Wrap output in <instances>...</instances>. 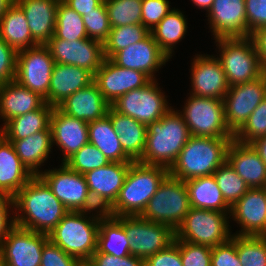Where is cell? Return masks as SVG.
<instances>
[{"label":"cell","mask_w":266,"mask_h":266,"mask_svg":"<svg viewBox=\"0 0 266 266\" xmlns=\"http://www.w3.org/2000/svg\"><path fill=\"white\" fill-rule=\"evenodd\" d=\"M49 236L15 226L3 239L1 263L6 266H40L44 244Z\"/></svg>","instance_id":"obj_15"},{"label":"cell","mask_w":266,"mask_h":266,"mask_svg":"<svg viewBox=\"0 0 266 266\" xmlns=\"http://www.w3.org/2000/svg\"><path fill=\"white\" fill-rule=\"evenodd\" d=\"M94 82V75L78 66L55 63L48 96L44 101L57 107L67 97Z\"/></svg>","instance_id":"obj_25"},{"label":"cell","mask_w":266,"mask_h":266,"mask_svg":"<svg viewBox=\"0 0 266 266\" xmlns=\"http://www.w3.org/2000/svg\"><path fill=\"white\" fill-rule=\"evenodd\" d=\"M53 109L45 102L39 109L14 117L1 127L2 135L7 140H20L48 129Z\"/></svg>","instance_id":"obj_34"},{"label":"cell","mask_w":266,"mask_h":266,"mask_svg":"<svg viewBox=\"0 0 266 266\" xmlns=\"http://www.w3.org/2000/svg\"><path fill=\"white\" fill-rule=\"evenodd\" d=\"M111 28L141 23L142 0H104Z\"/></svg>","instance_id":"obj_42"},{"label":"cell","mask_w":266,"mask_h":266,"mask_svg":"<svg viewBox=\"0 0 266 266\" xmlns=\"http://www.w3.org/2000/svg\"><path fill=\"white\" fill-rule=\"evenodd\" d=\"M111 60L119 67L141 71L155 80L156 73L170 59L150 33L142 41L118 51Z\"/></svg>","instance_id":"obj_21"},{"label":"cell","mask_w":266,"mask_h":266,"mask_svg":"<svg viewBox=\"0 0 266 266\" xmlns=\"http://www.w3.org/2000/svg\"><path fill=\"white\" fill-rule=\"evenodd\" d=\"M229 217L241 228L233 235L266 236V188H250L231 207Z\"/></svg>","instance_id":"obj_20"},{"label":"cell","mask_w":266,"mask_h":266,"mask_svg":"<svg viewBox=\"0 0 266 266\" xmlns=\"http://www.w3.org/2000/svg\"><path fill=\"white\" fill-rule=\"evenodd\" d=\"M13 201L16 226L47 235L69 212L39 175L33 176Z\"/></svg>","instance_id":"obj_1"},{"label":"cell","mask_w":266,"mask_h":266,"mask_svg":"<svg viewBox=\"0 0 266 266\" xmlns=\"http://www.w3.org/2000/svg\"><path fill=\"white\" fill-rule=\"evenodd\" d=\"M149 34L150 31L142 23L112 27L103 43L104 57L111 59L118 51L142 41Z\"/></svg>","instance_id":"obj_38"},{"label":"cell","mask_w":266,"mask_h":266,"mask_svg":"<svg viewBox=\"0 0 266 266\" xmlns=\"http://www.w3.org/2000/svg\"><path fill=\"white\" fill-rule=\"evenodd\" d=\"M190 137L184 119L171 108L159 121L147 126L145 149L138 162L169 170Z\"/></svg>","instance_id":"obj_2"},{"label":"cell","mask_w":266,"mask_h":266,"mask_svg":"<svg viewBox=\"0 0 266 266\" xmlns=\"http://www.w3.org/2000/svg\"><path fill=\"white\" fill-rule=\"evenodd\" d=\"M0 38L16 52L39 45L32 38L25 13L16 3L0 20Z\"/></svg>","instance_id":"obj_32"},{"label":"cell","mask_w":266,"mask_h":266,"mask_svg":"<svg viewBox=\"0 0 266 266\" xmlns=\"http://www.w3.org/2000/svg\"><path fill=\"white\" fill-rule=\"evenodd\" d=\"M184 12L175 7L150 31L160 49L172 58L176 44L185 38L188 23Z\"/></svg>","instance_id":"obj_36"},{"label":"cell","mask_w":266,"mask_h":266,"mask_svg":"<svg viewBox=\"0 0 266 266\" xmlns=\"http://www.w3.org/2000/svg\"><path fill=\"white\" fill-rule=\"evenodd\" d=\"M168 174L165 167L132 162L117 199L105 213L112 217L141 215Z\"/></svg>","instance_id":"obj_3"},{"label":"cell","mask_w":266,"mask_h":266,"mask_svg":"<svg viewBox=\"0 0 266 266\" xmlns=\"http://www.w3.org/2000/svg\"><path fill=\"white\" fill-rule=\"evenodd\" d=\"M217 59L226 74L229 86H236L259 78L263 73L259 54L249 37L215 39Z\"/></svg>","instance_id":"obj_6"},{"label":"cell","mask_w":266,"mask_h":266,"mask_svg":"<svg viewBox=\"0 0 266 266\" xmlns=\"http://www.w3.org/2000/svg\"><path fill=\"white\" fill-rule=\"evenodd\" d=\"M12 208V209H11ZM10 211H12L10 213ZM14 214V201L13 198L0 193V245L3 239L10 233L16 226Z\"/></svg>","instance_id":"obj_54"},{"label":"cell","mask_w":266,"mask_h":266,"mask_svg":"<svg viewBox=\"0 0 266 266\" xmlns=\"http://www.w3.org/2000/svg\"><path fill=\"white\" fill-rule=\"evenodd\" d=\"M117 257L130 255L129 238L123 226L112 216L106 213L100 218L97 250Z\"/></svg>","instance_id":"obj_37"},{"label":"cell","mask_w":266,"mask_h":266,"mask_svg":"<svg viewBox=\"0 0 266 266\" xmlns=\"http://www.w3.org/2000/svg\"><path fill=\"white\" fill-rule=\"evenodd\" d=\"M104 214L105 211H69L50 232L49 240L86 264L97 250L99 223Z\"/></svg>","instance_id":"obj_5"},{"label":"cell","mask_w":266,"mask_h":266,"mask_svg":"<svg viewBox=\"0 0 266 266\" xmlns=\"http://www.w3.org/2000/svg\"><path fill=\"white\" fill-rule=\"evenodd\" d=\"M158 79L144 87L133 89L120 96L111 107L118 113L130 116L148 126L159 121L171 108L165 92L158 86ZM170 106V107H169Z\"/></svg>","instance_id":"obj_12"},{"label":"cell","mask_w":266,"mask_h":266,"mask_svg":"<svg viewBox=\"0 0 266 266\" xmlns=\"http://www.w3.org/2000/svg\"><path fill=\"white\" fill-rule=\"evenodd\" d=\"M107 116L119 136L125 154L133 162L139 161L145 149L147 126L130 116L118 113L112 107L109 108Z\"/></svg>","instance_id":"obj_30"},{"label":"cell","mask_w":266,"mask_h":266,"mask_svg":"<svg viewBox=\"0 0 266 266\" xmlns=\"http://www.w3.org/2000/svg\"><path fill=\"white\" fill-rule=\"evenodd\" d=\"M77 258L65 253L59 246L48 240L43 246L40 266H83Z\"/></svg>","instance_id":"obj_48"},{"label":"cell","mask_w":266,"mask_h":266,"mask_svg":"<svg viewBox=\"0 0 266 266\" xmlns=\"http://www.w3.org/2000/svg\"><path fill=\"white\" fill-rule=\"evenodd\" d=\"M55 61L46 45L17 52L15 81L42 98L48 96Z\"/></svg>","instance_id":"obj_13"},{"label":"cell","mask_w":266,"mask_h":266,"mask_svg":"<svg viewBox=\"0 0 266 266\" xmlns=\"http://www.w3.org/2000/svg\"><path fill=\"white\" fill-rule=\"evenodd\" d=\"M265 97L266 72L255 80L229 87L223 102L225 121L233 134L243 126Z\"/></svg>","instance_id":"obj_14"},{"label":"cell","mask_w":266,"mask_h":266,"mask_svg":"<svg viewBox=\"0 0 266 266\" xmlns=\"http://www.w3.org/2000/svg\"><path fill=\"white\" fill-rule=\"evenodd\" d=\"M169 0H142L141 23L151 31L173 8Z\"/></svg>","instance_id":"obj_47"},{"label":"cell","mask_w":266,"mask_h":266,"mask_svg":"<svg viewBox=\"0 0 266 266\" xmlns=\"http://www.w3.org/2000/svg\"><path fill=\"white\" fill-rule=\"evenodd\" d=\"M13 144V147L19 156L21 163L33 175H39L45 161L49 158L52 144L51 128L28 136L20 140H8Z\"/></svg>","instance_id":"obj_31"},{"label":"cell","mask_w":266,"mask_h":266,"mask_svg":"<svg viewBox=\"0 0 266 266\" xmlns=\"http://www.w3.org/2000/svg\"><path fill=\"white\" fill-rule=\"evenodd\" d=\"M124 228L130 242V253L146 260L174 242L175 231L165 224L138 216L114 217Z\"/></svg>","instance_id":"obj_11"},{"label":"cell","mask_w":266,"mask_h":266,"mask_svg":"<svg viewBox=\"0 0 266 266\" xmlns=\"http://www.w3.org/2000/svg\"><path fill=\"white\" fill-rule=\"evenodd\" d=\"M145 266H183L179 250V240L174 239V242L166 249L149 256L145 260Z\"/></svg>","instance_id":"obj_53"},{"label":"cell","mask_w":266,"mask_h":266,"mask_svg":"<svg viewBox=\"0 0 266 266\" xmlns=\"http://www.w3.org/2000/svg\"><path fill=\"white\" fill-rule=\"evenodd\" d=\"M52 144L62 150V163L89 143L88 123L63 113L54 107L50 119Z\"/></svg>","instance_id":"obj_23"},{"label":"cell","mask_w":266,"mask_h":266,"mask_svg":"<svg viewBox=\"0 0 266 266\" xmlns=\"http://www.w3.org/2000/svg\"><path fill=\"white\" fill-rule=\"evenodd\" d=\"M109 163L105 155L91 143L85 144L65 162L71 170L83 175Z\"/></svg>","instance_id":"obj_43"},{"label":"cell","mask_w":266,"mask_h":266,"mask_svg":"<svg viewBox=\"0 0 266 266\" xmlns=\"http://www.w3.org/2000/svg\"><path fill=\"white\" fill-rule=\"evenodd\" d=\"M242 266H266V236L232 235Z\"/></svg>","instance_id":"obj_41"},{"label":"cell","mask_w":266,"mask_h":266,"mask_svg":"<svg viewBox=\"0 0 266 266\" xmlns=\"http://www.w3.org/2000/svg\"><path fill=\"white\" fill-rule=\"evenodd\" d=\"M198 9H204L208 13L213 5L214 0H191Z\"/></svg>","instance_id":"obj_58"},{"label":"cell","mask_w":266,"mask_h":266,"mask_svg":"<svg viewBox=\"0 0 266 266\" xmlns=\"http://www.w3.org/2000/svg\"><path fill=\"white\" fill-rule=\"evenodd\" d=\"M211 266H242L237 255L236 244L231 239L224 244L212 247Z\"/></svg>","instance_id":"obj_51"},{"label":"cell","mask_w":266,"mask_h":266,"mask_svg":"<svg viewBox=\"0 0 266 266\" xmlns=\"http://www.w3.org/2000/svg\"><path fill=\"white\" fill-rule=\"evenodd\" d=\"M232 139L191 136L168 170L169 175L182 181L213 175L227 160Z\"/></svg>","instance_id":"obj_4"},{"label":"cell","mask_w":266,"mask_h":266,"mask_svg":"<svg viewBox=\"0 0 266 266\" xmlns=\"http://www.w3.org/2000/svg\"><path fill=\"white\" fill-rule=\"evenodd\" d=\"M250 38L253 40L255 49L259 54L263 71L266 72V27L256 29Z\"/></svg>","instance_id":"obj_55"},{"label":"cell","mask_w":266,"mask_h":266,"mask_svg":"<svg viewBox=\"0 0 266 266\" xmlns=\"http://www.w3.org/2000/svg\"><path fill=\"white\" fill-rule=\"evenodd\" d=\"M131 163L110 162L84 174L90 195L102 211H106L117 199Z\"/></svg>","instance_id":"obj_19"},{"label":"cell","mask_w":266,"mask_h":266,"mask_svg":"<svg viewBox=\"0 0 266 266\" xmlns=\"http://www.w3.org/2000/svg\"><path fill=\"white\" fill-rule=\"evenodd\" d=\"M192 61L189 94L223 100L230 86L217 57L200 53Z\"/></svg>","instance_id":"obj_17"},{"label":"cell","mask_w":266,"mask_h":266,"mask_svg":"<svg viewBox=\"0 0 266 266\" xmlns=\"http://www.w3.org/2000/svg\"><path fill=\"white\" fill-rule=\"evenodd\" d=\"M213 176L224 200L230 207L250 189L227 160L213 173Z\"/></svg>","instance_id":"obj_40"},{"label":"cell","mask_w":266,"mask_h":266,"mask_svg":"<svg viewBox=\"0 0 266 266\" xmlns=\"http://www.w3.org/2000/svg\"><path fill=\"white\" fill-rule=\"evenodd\" d=\"M189 95L183 109L177 112L184 119L191 136L234 138L225 121L223 100Z\"/></svg>","instance_id":"obj_9"},{"label":"cell","mask_w":266,"mask_h":266,"mask_svg":"<svg viewBox=\"0 0 266 266\" xmlns=\"http://www.w3.org/2000/svg\"><path fill=\"white\" fill-rule=\"evenodd\" d=\"M150 81L151 79L145 73L119 67L109 58L103 60L101 67L94 75V82L110 105L120 96L133 89L144 87Z\"/></svg>","instance_id":"obj_18"},{"label":"cell","mask_w":266,"mask_h":266,"mask_svg":"<svg viewBox=\"0 0 266 266\" xmlns=\"http://www.w3.org/2000/svg\"><path fill=\"white\" fill-rule=\"evenodd\" d=\"M88 38L104 43L111 30L108 11L104 1L94 9L82 16Z\"/></svg>","instance_id":"obj_45"},{"label":"cell","mask_w":266,"mask_h":266,"mask_svg":"<svg viewBox=\"0 0 266 266\" xmlns=\"http://www.w3.org/2000/svg\"><path fill=\"white\" fill-rule=\"evenodd\" d=\"M52 38L68 41L88 38L82 16L63 1H59L57 6L55 32Z\"/></svg>","instance_id":"obj_39"},{"label":"cell","mask_w":266,"mask_h":266,"mask_svg":"<svg viewBox=\"0 0 266 266\" xmlns=\"http://www.w3.org/2000/svg\"><path fill=\"white\" fill-rule=\"evenodd\" d=\"M250 144L266 164V136L254 139Z\"/></svg>","instance_id":"obj_57"},{"label":"cell","mask_w":266,"mask_h":266,"mask_svg":"<svg viewBox=\"0 0 266 266\" xmlns=\"http://www.w3.org/2000/svg\"><path fill=\"white\" fill-rule=\"evenodd\" d=\"M88 266H145V260L133 255L117 257L102 252H94L86 263Z\"/></svg>","instance_id":"obj_52"},{"label":"cell","mask_w":266,"mask_h":266,"mask_svg":"<svg viewBox=\"0 0 266 266\" xmlns=\"http://www.w3.org/2000/svg\"><path fill=\"white\" fill-rule=\"evenodd\" d=\"M45 103L38 93L12 80L0 85V118L2 127L14 117L39 109Z\"/></svg>","instance_id":"obj_28"},{"label":"cell","mask_w":266,"mask_h":266,"mask_svg":"<svg viewBox=\"0 0 266 266\" xmlns=\"http://www.w3.org/2000/svg\"><path fill=\"white\" fill-rule=\"evenodd\" d=\"M185 183L191 207L230 213L231 207L224 200L213 175L192 178Z\"/></svg>","instance_id":"obj_33"},{"label":"cell","mask_w":266,"mask_h":266,"mask_svg":"<svg viewBox=\"0 0 266 266\" xmlns=\"http://www.w3.org/2000/svg\"><path fill=\"white\" fill-rule=\"evenodd\" d=\"M17 52L0 38V85L15 80Z\"/></svg>","instance_id":"obj_49"},{"label":"cell","mask_w":266,"mask_h":266,"mask_svg":"<svg viewBox=\"0 0 266 266\" xmlns=\"http://www.w3.org/2000/svg\"><path fill=\"white\" fill-rule=\"evenodd\" d=\"M245 13L250 35L256 29L266 27V0H245Z\"/></svg>","instance_id":"obj_50"},{"label":"cell","mask_w":266,"mask_h":266,"mask_svg":"<svg viewBox=\"0 0 266 266\" xmlns=\"http://www.w3.org/2000/svg\"><path fill=\"white\" fill-rule=\"evenodd\" d=\"M59 1L15 0L25 13L32 38L39 45H45L54 36Z\"/></svg>","instance_id":"obj_27"},{"label":"cell","mask_w":266,"mask_h":266,"mask_svg":"<svg viewBox=\"0 0 266 266\" xmlns=\"http://www.w3.org/2000/svg\"><path fill=\"white\" fill-rule=\"evenodd\" d=\"M266 136V97L255 108L243 126L234 134L235 140L251 143L254 139Z\"/></svg>","instance_id":"obj_44"},{"label":"cell","mask_w":266,"mask_h":266,"mask_svg":"<svg viewBox=\"0 0 266 266\" xmlns=\"http://www.w3.org/2000/svg\"><path fill=\"white\" fill-rule=\"evenodd\" d=\"M104 0H63V2L81 16L94 11Z\"/></svg>","instance_id":"obj_56"},{"label":"cell","mask_w":266,"mask_h":266,"mask_svg":"<svg viewBox=\"0 0 266 266\" xmlns=\"http://www.w3.org/2000/svg\"><path fill=\"white\" fill-rule=\"evenodd\" d=\"M179 250L183 266H211V247L179 240Z\"/></svg>","instance_id":"obj_46"},{"label":"cell","mask_w":266,"mask_h":266,"mask_svg":"<svg viewBox=\"0 0 266 266\" xmlns=\"http://www.w3.org/2000/svg\"><path fill=\"white\" fill-rule=\"evenodd\" d=\"M190 208L185 181L168 174L140 216L148 221L168 225L176 231Z\"/></svg>","instance_id":"obj_7"},{"label":"cell","mask_w":266,"mask_h":266,"mask_svg":"<svg viewBox=\"0 0 266 266\" xmlns=\"http://www.w3.org/2000/svg\"><path fill=\"white\" fill-rule=\"evenodd\" d=\"M45 45L49 48L55 63L78 66L93 75L105 59L103 44L90 38L75 41L51 38Z\"/></svg>","instance_id":"obj_16"},{"label":"cell","mask_w":266,"mask_h":266,"mask_svg":"<svg viewBox=\"0 0 266 266\" xmlns=\"http://www.w3.org/2000/svg\"><path fill=\"white\" fill-rule=\"evenodd\" d=\"M59 166L45 169L39 176L65 208L71 212L102 211L90 195L85 176L71 170L65 163Z\"/></svg>","instance_id":"obj_10"},{"label":"cell","mask_w":266,"mask_h":266,"mask_svg":"<svg viewBox=\"0 0 266 266\" xmlns=\"http://www.w3.org/2000/svg\"><path fill=\"white\" fill-rule=\"evenodd\" d=\"M213 40L218 38L249 37L245 0H214L206 13Z\"/></svg>","instance_id":"obj_22"},{"label":"cell","mask_w":266,"mask_h":266,"mask_svg":"<svg viewBox=\"0 0 266 266\" xmlns=\"http://www.w3.org/2000/svg\"><path fill=\"white\" fill-rule=\"evenodd\" d=\"M227 161L249 188H266V164L249 143H229Z\"/></svg>","instance_id":"obj_24"},{"label":"cell","mask_w":266,"mask_h":266,"mask_svg":"<svg viewBox=\"0 0 266 266\" xmlns=\"http://www.w3.org/2000/svg\"><path fill=\"white\" fill-rule=\"evenodd\" d=\"M57 107L63 113L89 123L105 117L111 105L93 82L67 97Z\"/></svg>","instance_id":"obj_26"},{"label":"cell","mask_w":266,"mask_h":266,"mask_svg":"<svg viewBox=\"0 0 266 266\" xmlns=\"http://www.w3.org/2000/svg\"><path fill=\"white\" fill-rule=\"evenodd\" d=\"M15 3V0H0V20L5 12Z\"/></svg>","instance_id":"obj_59"},{"label":"cell","mask_w":266,"mask_h":266,"mask_svg":"<svg viewBox=\"0 0 266 266\" xmlns=\"http://www.w3.org/2000/svg\"><path fill=\"white\" fill-rule=\"evenodd\" d=\"M33 177L21 163L13 144L0 136V193L14 197Z\"/></svg>","instance_id":"obj_29"},{"label":"cell","mask_w":266,"mask_h":266,"mask_svg":"<svg viewBox=\"0 0 266 266\" xmlns=\"http://www.w3.org/2000/svg\"><path fill=\"white\" fill-rule=\"evenodd\" d=\"M88 132L89 143L97 147L110 162H133L123 151L119 136L107 115L89 122Z\"/></svg>","instance_id":"obj_35"},{"label":"cell","mask_w":266,"mask_h":266,"mask_svg":"<svg viewBox=\"0 0 266 266\" xmlns=\"http://www.w3.org/2000/svg\"><path fill=\"white\" fill-rule=\"evenodd\" d=\"M230 213L191 207L175 231V239L215 247L232 237Z\"/></svg>","instance_id":"obj_8"}]
</instances>
